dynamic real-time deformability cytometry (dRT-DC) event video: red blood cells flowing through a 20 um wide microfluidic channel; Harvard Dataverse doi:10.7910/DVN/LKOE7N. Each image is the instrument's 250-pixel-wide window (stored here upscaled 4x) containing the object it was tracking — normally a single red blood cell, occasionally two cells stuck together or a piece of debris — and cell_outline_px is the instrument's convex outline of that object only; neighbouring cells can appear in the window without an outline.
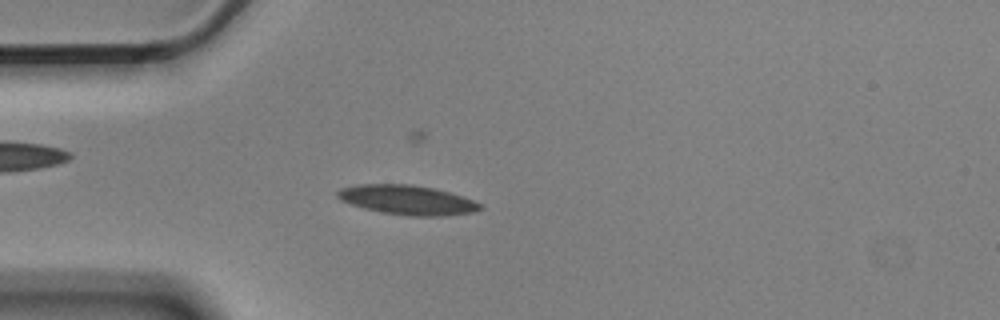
{"species": "Egyptian fruit bat (a non-hibernating species)", "species_latin": "Rousettus aegyptiacus", "temperature_condition": "cold", "stored_images_in_passage": 56, "camera_frame_rate_fps": 3000, "um_per_image_px": 0.085, "animal": {"sex": "male"}, "frame": {"image": 1, "passage_image": 15, "time_ms": 4.667, "image_size_px": [1000, 320], "cell_outline_px": [[484, 208], [476, 212], [444, 216], [408, 216], [380, 212], [364, 208], [340, 200], [336, 196], [336, 192], [340, 188], [360, 184], [412, 184], [432, 188], [464, 196], [484, 204]], "centroid_in_image_um": [34.67, 17.0], "position_along_channel_um": 50.3, "area_um2": 24.8}}
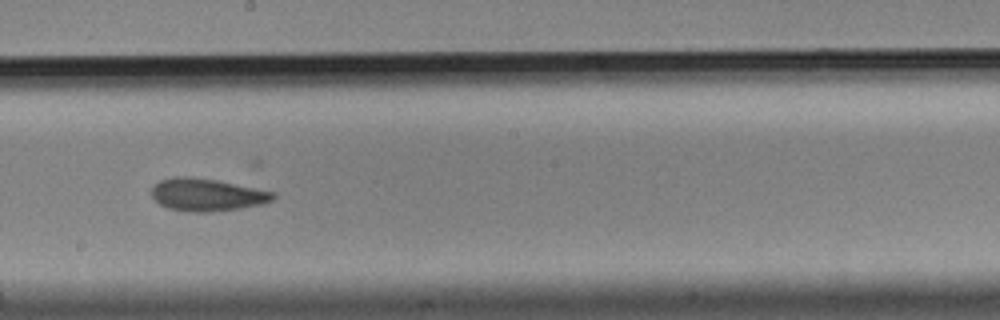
{"frame": {"image": 2, "passage_image": 31, "time_ms": 10.0, "image_size_px": [1000, 320], "cell_outline_px": [[276, 196], [272, 200], [260, 204], [240, 208], [212, 212], [188, 212], [168, 208], [160, 204], [152, 196], [152, 188], [160, 180], [172, 176], [188, 176], [216, 180], [276, 192]], "centroid_in_image_um": [17.58, 16.55], "position_along_channel_um": 230.6, "area_um2": 23.0}}
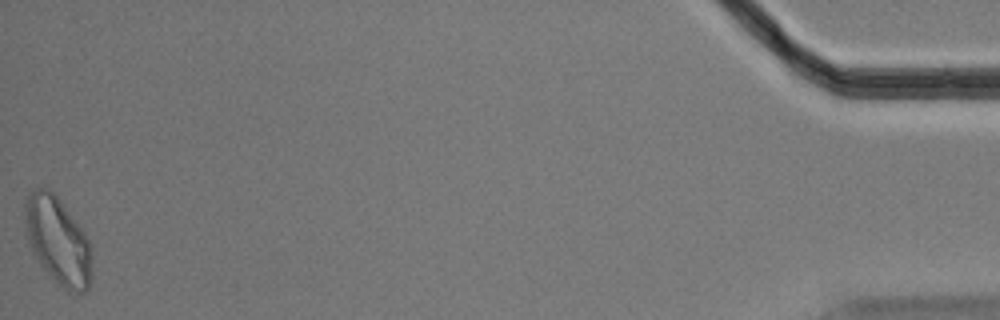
{"frame": {"image": 3, "passage_image": 56, "time_ms": 18.333, "image_size_px": [1000, 320], "cell_outline_px": [[92, 268], [88, 288], [84, 292], [68, 292], [44, 268], [32, 252], [28, 240], [24, 212], [24, 204], [28, 196], [36, 188], [48, 188], [56, 196], [84, 232], [92, 248]], "centroid_in_image_um": [4.93, 20.46], "position_along_channel_um": 430.3, "area_um2": 33.47}, "authors_computed_cell_mechanics": {"area_um2": 22.9177, "velocity_mm_per_s": 3.5521, "shape_relaxation_time_tau1_ms": 5.5544, "shape_relaxation_time_tau2_ms": 6.8123, "deformation_change_tau1": 0.1433, "deformation_change_tau2": 0.1224}}